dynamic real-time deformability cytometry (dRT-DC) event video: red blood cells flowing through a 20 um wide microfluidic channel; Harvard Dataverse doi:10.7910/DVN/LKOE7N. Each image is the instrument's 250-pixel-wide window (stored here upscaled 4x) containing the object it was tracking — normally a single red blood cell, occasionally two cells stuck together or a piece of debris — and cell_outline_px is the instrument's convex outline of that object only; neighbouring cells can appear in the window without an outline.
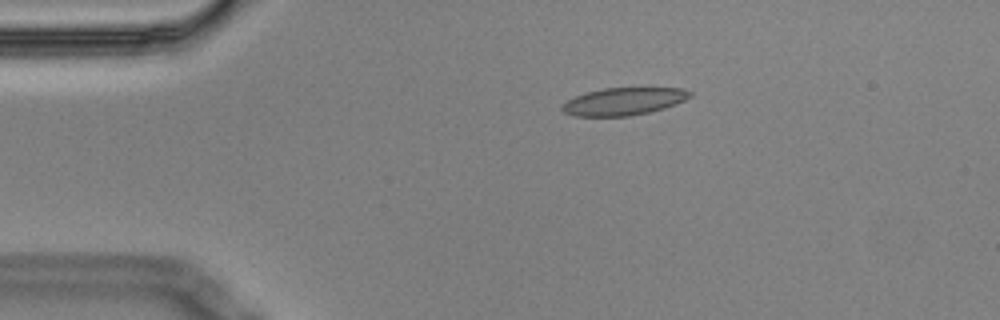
{"species": "Egyptian fruit bat (a non-hibernating species)", "species_latin": "Rousettus aegyptiacus", "temperature_condition": "cold", "stored_images_in_passage": 5, "camera_frame_rate_fps": 3000, "um_per_image_px": 0.085, "animal": {"sex": "male"}, "frame": {"image": 1, "passage_image": 3, "time_ms": 0.667, "image_size_px": [1000, 320], "cell_outline_px": [[692, 96], [676, 104], [664, 108], [648, 112], [628, 116], [572, 116], [564, 112], [560, 108], [568, 100], [576, 96], [588, 92], [604, 88], [684, 88], [692, 92]], "centroid_in_image_um": [53.03, 8.62], "position_along_channel_um": 32.0, "area_um2": 20.35}}